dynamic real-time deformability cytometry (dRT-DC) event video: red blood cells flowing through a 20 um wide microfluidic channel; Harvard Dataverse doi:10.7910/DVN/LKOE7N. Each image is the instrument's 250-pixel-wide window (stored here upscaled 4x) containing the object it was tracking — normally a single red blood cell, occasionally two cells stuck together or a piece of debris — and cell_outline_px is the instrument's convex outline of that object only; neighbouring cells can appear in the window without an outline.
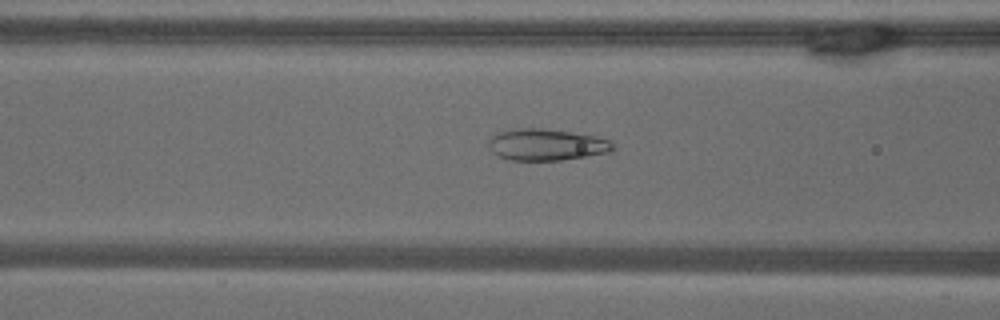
{"species": "common noctule bat (a hibernating species)", "species_latin": "Nyctalus noctula", "temperature_condition": "warm", "stored_images_in_passage": 53, "camera_frame_rate_fps": 3000, "um_per_image_px": 0.085, "animal": {"sex": "male", "body_mass_g": 18.8}, "frame": {"image": 1, "passage_image": 21, "time_ms": 6.667, "image_size_px": [1000, 320], "cell_outline_px": [[616, 148], [612, 152], [560, 160], [508, 160], [492, 152], [488, 148], [488, 140], [496, 132], [512, 128], [540, 128], [572, 132], [596, 136], [608, 140]], "centroid_in_image_um": [46.41, 12.29], "position_along_channel_um": 120.2, "area_um2": 23.06}}
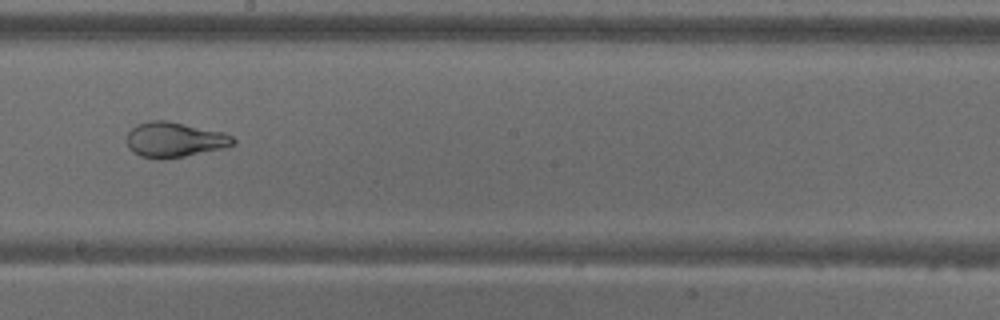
{"frame": {"image": 2, "passage_image": 30, "time_ms": 9.667, "image_size_px": [1000, 320], "cell_outline_px": [[236, 144], [220, 148], [184, 156], [164, 160], [160, 160], [140, 156], [132, 152], [128, 148], [128, 132], [136, 124], [148, 120], [168, 120], [224, 132], [232, 136], [236, 140]], "centroid_in_image_um": [14.81, 11.87], "position_along_channel_um": 233.4, "area_um2": 21.91}}
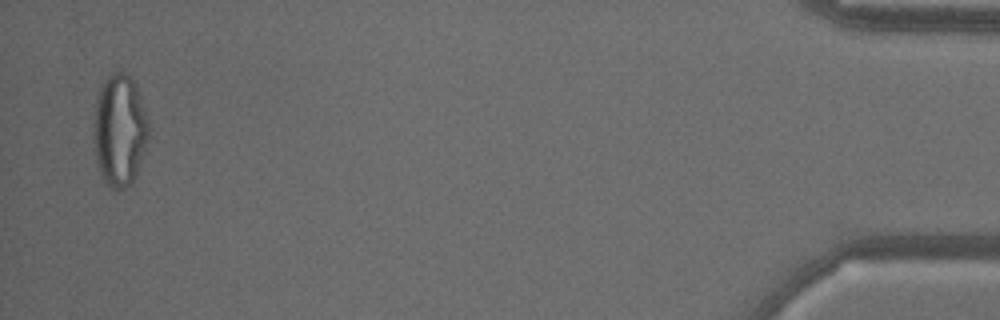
{"frame": {"image": 3, "passage_image": 52, "time_ms": 17.0, "image_size_px": [1000, 320], "cell_outline_px": [[148, 136], [144, 152], [136, 176], [120, 192], [112, 188], [100, 176], [92, 148], [92, 124], [96, 96], [104, 76], [120, 68], [136, 84], [148, 120]], "centroid_in_image_um": [10.1, 11.04], "position_along_channel_um": 425.1, "area_um2": 36.93}}